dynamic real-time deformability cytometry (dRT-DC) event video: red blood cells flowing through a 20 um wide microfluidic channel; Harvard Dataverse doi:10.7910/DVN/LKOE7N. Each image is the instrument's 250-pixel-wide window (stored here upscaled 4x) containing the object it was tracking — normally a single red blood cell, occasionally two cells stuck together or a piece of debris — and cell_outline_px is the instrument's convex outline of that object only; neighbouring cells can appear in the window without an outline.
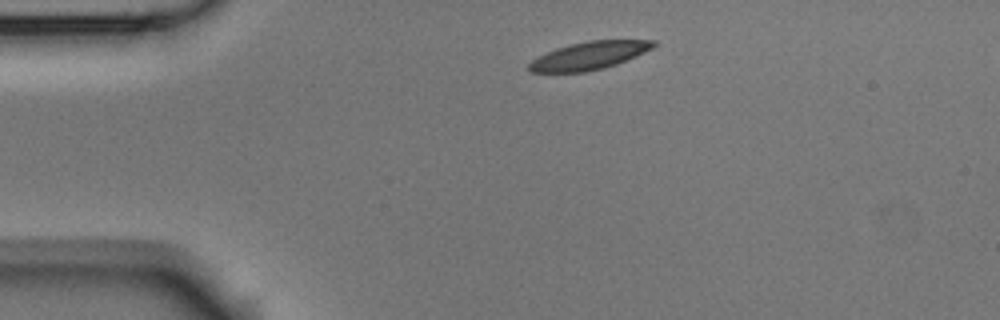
{"species": "Egyptian fruit bat (a non-hibernating species)", "species_latin": "Rousettus aegyptiacus", "temperature_condition": "room temperature", "stored_images_in_passage": 3, "segment_of_instrument_passage": [1, 2], "camera_frame_rate_fps": 3000, "um_per_image_px": 0.085, "animal": {"sex": "male"}, "frame": {"image": 1, "passage_image": 1, "time_ms": 0.0, "image_size_px": [1000, 320], "cell_outline_px": [[656, 44], [652, 48], [636, 56], [616, 64], [604, 68], [584, 72], [528, 72], [528, 64], [532, 60], [556, 48], [588, 40], [656, 40]], "centroid_in_image_um": [50.08, 4.73], "position_along_channel_um": 34.9, "area_um2": 20.0}}